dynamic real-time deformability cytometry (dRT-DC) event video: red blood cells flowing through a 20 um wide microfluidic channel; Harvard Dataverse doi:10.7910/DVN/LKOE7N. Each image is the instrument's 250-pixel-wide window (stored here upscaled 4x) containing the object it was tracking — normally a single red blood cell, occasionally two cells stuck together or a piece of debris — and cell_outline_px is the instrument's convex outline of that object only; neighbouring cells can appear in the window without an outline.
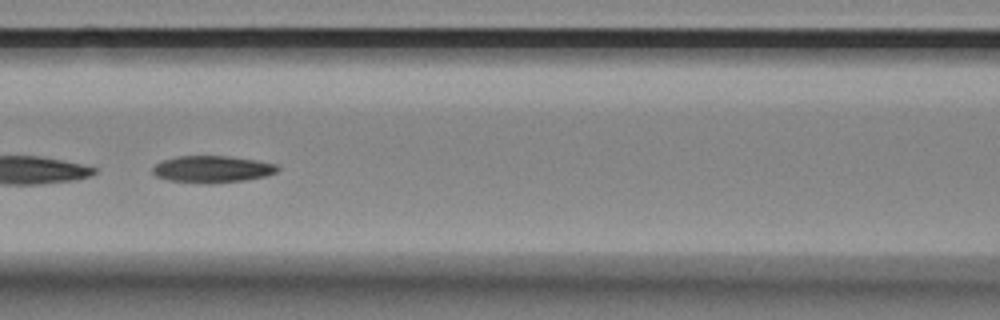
{"species": "Egyptian fruit bat (a non-hibernating species)", "species_latin": "Rousettus aegyptiacus", "temperature_condition": "room temperature", "stored_images_in_passage": 54, "segment_of_instrument_passage": [2, 2], "camera_frame_rate_fps": 3000, "um_per_image_px": 0.085, "animal": {"sex": "female"}, "frame": {"image": 1, "passage_image": 23, "time_ms": 7.333, "image_size_px": [1000, 320], "cell_outline_px": [[280, 168], [276, 172], [268, 176], [244, 180], [208, 184], [204, 184], [168, 180], [156, 176], [152, 172], [152, 168], [156, 164], [164, 160], [176, 156], [228, 156], [256, 160], [276, 164]], "centroid_in_image_um": [18.05, 14.39], "position_along_channel_um": 148.6, "area_um2": 19.65}}
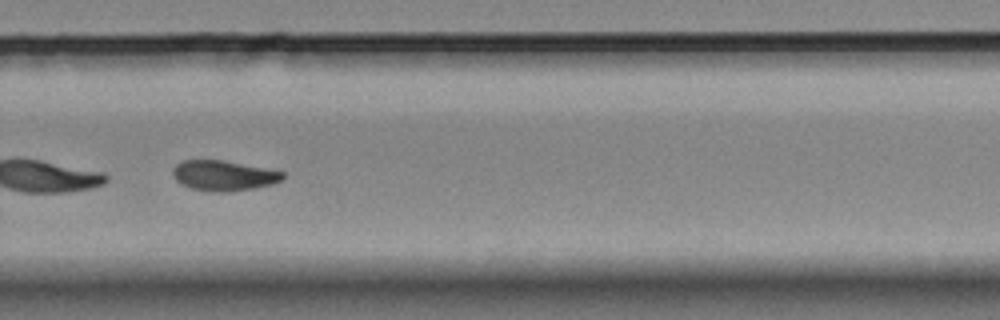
{"frame": {"image": 2, "passage_image": 37, "time_ms": 12.0, "image_size_px": [1000, 320], "cell_outline_px": [[284, 180], [272, 184], [256, 188], [228, 192], [216, 192], [192, 188], [180, 184], [172, 176], [172, 168], [176, 164], [184, 160], [220, 160], [264, 168], [284, 172]], "centroid_in_image_um": [18.99, 14.93], "position_along_channel_um": 310.8, "area_um2": 19.36}}